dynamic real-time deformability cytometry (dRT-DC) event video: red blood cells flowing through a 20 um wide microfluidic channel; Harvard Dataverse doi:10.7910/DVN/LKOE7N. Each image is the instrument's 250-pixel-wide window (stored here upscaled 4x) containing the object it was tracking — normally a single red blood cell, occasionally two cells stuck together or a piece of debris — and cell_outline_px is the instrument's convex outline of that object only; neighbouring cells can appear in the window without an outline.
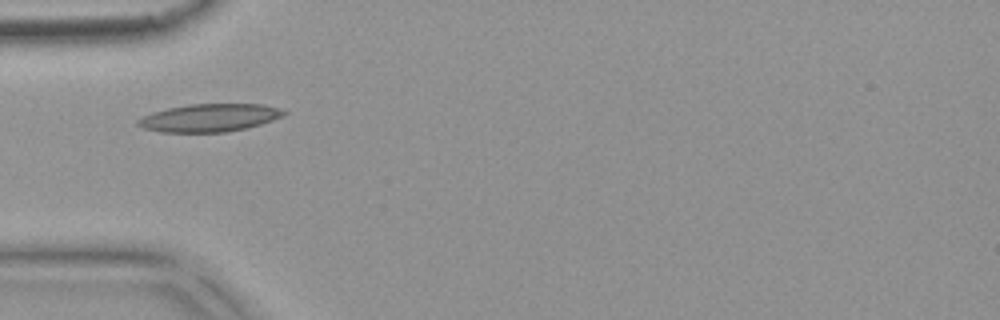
{"species": "common noctule bat (a hibernating species)", "species_latin": "Nyctalus noctula", "temperature_condition": "warm", "stored_images_in_passage": 36, "camera_frame_rate_fps": 3000, "um_per_image_px": 0.085, "animal": {"sex": "female", "body_mass_g": 18.4}, "frame": {"image": 1, "passage_image": 1, "time_ms": 0.0, "image_size_px": [1000, 320], "cell_outline_px": [[288, 112], [284, 116], [260, 124], [244, 128], [224, 132], [160, 132], [144, 128], [136, 124], [136, 120], [152, 112], [168, 108], [188, 104], [264, 104], [280, 108]], "centroid_in_image_um": [17.81, 10.0], "position_along_channel_um": 67.2, "area_um2": 23.64}, "authors_computed_cell_mechanics": {"area_um2": 20.9236, "velocity_mm_per_s": 3.7473, "shape_relaxation_time_tau1_ms": null, "shape_relaxation_time_tau2_ms": 2.6014, "deformation_change_tau1": null, "deformation_change_tau2": 0.0742}}